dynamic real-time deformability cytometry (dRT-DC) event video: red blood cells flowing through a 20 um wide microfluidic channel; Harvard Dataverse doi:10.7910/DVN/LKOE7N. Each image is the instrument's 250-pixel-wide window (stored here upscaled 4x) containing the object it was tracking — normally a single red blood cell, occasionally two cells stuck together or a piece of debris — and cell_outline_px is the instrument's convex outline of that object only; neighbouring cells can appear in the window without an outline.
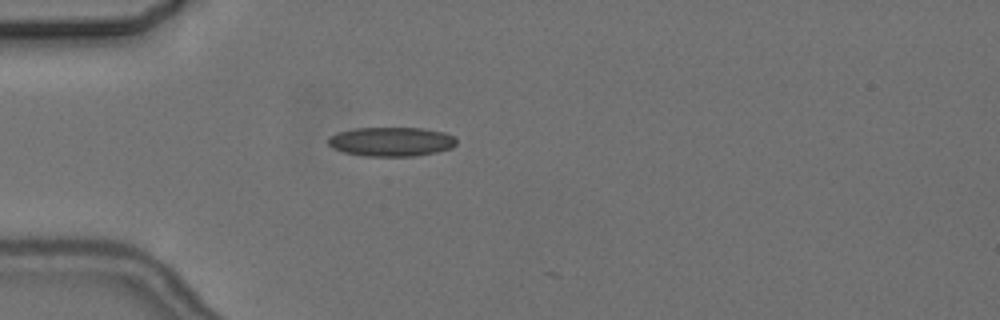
{"species": "common noctule bat (a hibernating species)", "species_latin": "Nyctalus noctula", "temperature_condition": "cold", "stored_images_in_passage": 2, "camera_frame_rate_fps": 3000, "um_per_image_px": 0.085, "animal": {"sex": "female", "body_mass_g": 24.6, "forearm_length_mm": 56.2}, "frame": {"image": 1, "passage_image": 1, "time_ms": 0.0, "image_size_px": [1000, 320], "cell_outline_px": [[456, 144], [452, 148], [436, 152], [416, 156], [364, 156], [344, 152], [332, 148], [328, 144], [328, 136], [336, 132], [356, 128], [424, 128], [444, 132], [452, 136], [456, 140]], "centroid_in_image_um": [33.23, 12.04], "position_along_channel_um": 51.8, "area_um2": 21.96}}